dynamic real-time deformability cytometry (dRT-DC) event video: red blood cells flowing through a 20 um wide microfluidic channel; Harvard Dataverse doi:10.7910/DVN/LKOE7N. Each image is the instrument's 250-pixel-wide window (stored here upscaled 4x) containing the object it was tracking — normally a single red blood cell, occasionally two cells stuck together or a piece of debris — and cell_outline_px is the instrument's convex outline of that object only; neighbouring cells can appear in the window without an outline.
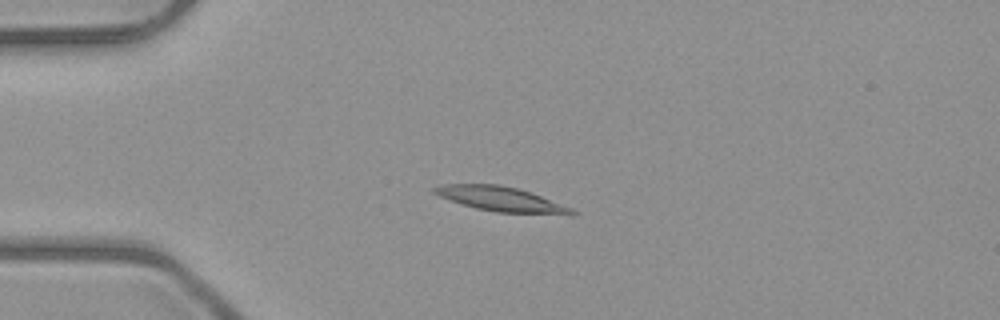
{"species": "common noctule bat (a hibernating species)", "species_latin": "Nyctalus noctula", "temperature_condition": "room temperature", "stored_images_in_passage": 4, "camera_frame_rate_fps": 3000, "um_per_image_px": 0.085, "animal": {"sex": "male", "body_mass_g": 23.1, "forearm_length_mm": 52.7}, "frame": {"image": 1, "passage_image": 3, "time_ms": 2.333, "image_size_px": [1000, 320], "cell_outline_px": [[580, 212], [572, 216], [496, 212], [476, 208], [440, 196], [432, 192], [432, 188], [444, 184], [500, 184], [532, 192], [572, 208]], "centroid_in_image_um": [42.72, 16.94], "position_along_channel_um": 42.3, "area_um2": 20.0}}